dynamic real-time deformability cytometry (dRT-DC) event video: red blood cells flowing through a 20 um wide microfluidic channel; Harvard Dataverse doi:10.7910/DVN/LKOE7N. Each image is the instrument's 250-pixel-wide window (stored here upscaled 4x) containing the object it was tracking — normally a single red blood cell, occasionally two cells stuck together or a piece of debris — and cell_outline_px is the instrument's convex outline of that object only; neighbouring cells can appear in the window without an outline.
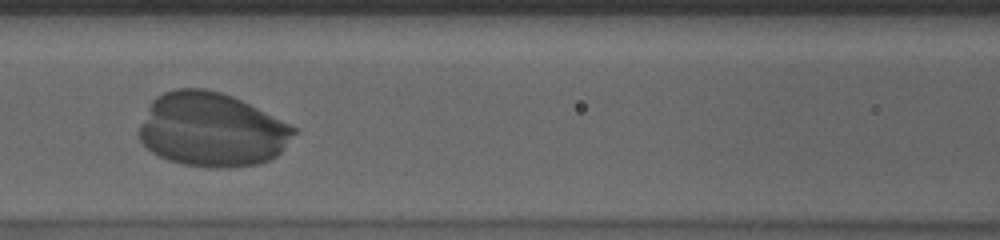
{"species": "human", "species_latin": "Homo sapiens", "temperature_condition": "cold", "stored_images_in_passage": 38, "camera_frame_rate_fps": 3000, "um_per_image_px": 0.085, "donor": {"sex": "male"}, "frame": {"image": 1, "passage_image": 17, "time_ms": 5.333, "image_size_px": [1000, 240], "cell_outline_px": [[300, 132], [276, 156], [260, 164], [224, 168], [208, 168], [184, 164], [168, 160], [152, 152], [140, 140], [140, 124], [152, 100], [156, 96], [164, 92], [176, 88], [204, 88], [220, 92], [232, 96], [296, 128]], "centroid_in_image_um": [18.01, 11.04], "position_along_channel_um": 148.6, "area_um2": 66.59}}
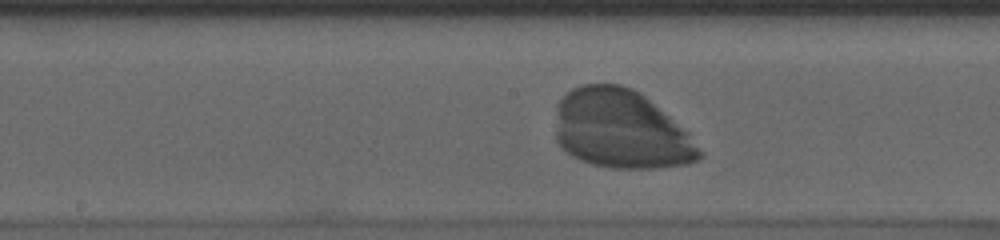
{"frame": {"image": 2, "passage_image": 21, "time_ms": 6.667, "image_size_px": [1000, 240], "cell_outline_px": [[704, 156], [700, 160], [688, 164], [656, 168], [608, 168], [592, 164], [580, 160], [572, 156], [560, 148], [556, 140], [556, 104], [572, 88], [580, 84], [620, 84], [632, 88], [640, 92], [688, 132], [704, 152]], "centroid_in_image_um": [52.78, 11.02], "position_along_channel_um": 195.4, "area_um2": 66.7}}